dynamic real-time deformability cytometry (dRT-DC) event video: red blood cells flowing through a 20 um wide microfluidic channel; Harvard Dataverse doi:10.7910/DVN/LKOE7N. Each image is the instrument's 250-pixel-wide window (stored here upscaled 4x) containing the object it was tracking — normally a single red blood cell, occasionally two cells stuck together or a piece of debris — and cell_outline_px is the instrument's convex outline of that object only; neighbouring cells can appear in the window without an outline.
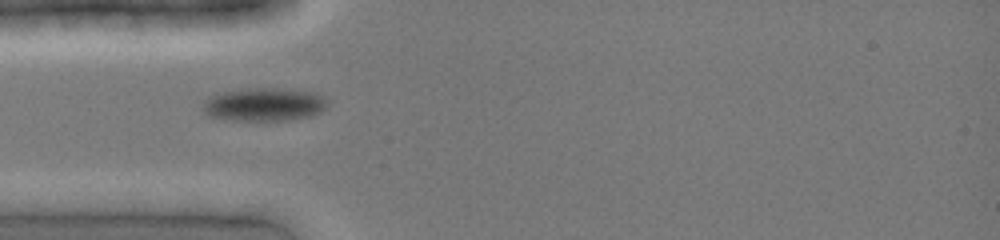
{"species": "common noctule bat (a hibernating species)", "species_latin": "Nyctalus noctula", "temperature_condition": "cold", "stored_images_in_passage": 16, "camera_frame_rate_fps": 3000, "um_per_image_px": 0.085, "animal": {"sex": "female", "body_mass_g": 19.0, "forearm_length_mm": 51.5}, "frame": {"image": 1, "passage_image": 1, "time_ms": 0.0, "image_size_px": [1000, 240], "cell_outline_px": [[328, 104], [320, 112], [312, 116], [292, 120], [224, 120], [208, 116], [204, 112], [204, 104], [212, 96], [224, 92], [248, 88], [276, 88], [316, 92], [324, 96], [328, 100]], "centroid_in_image_um": [22.52, 8.89], "position_along_channel_um": 62.5, "area_um2": 24.16}}
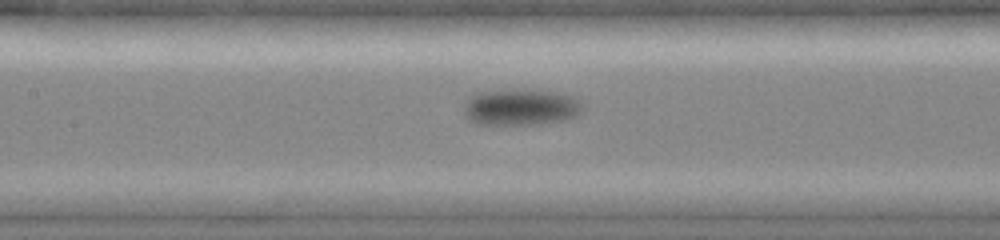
{"frame": {"image": 2, "passage_image": 8, "time_ms": 2.333, "image_size_px": [1000, 240], "cell_outline_px": [[580, 108], [576, 116], [564, 120], [540, 124], [476, 124], [468, 120], [464, 108], [468, 100], [472, 96], [484, 92], [548, 92], [568, 96], [576, 100]], "centroid_in_image_um": [44.2, 9.18], "position_along_channel_um": 163.2, "area_um2": 23.52}}
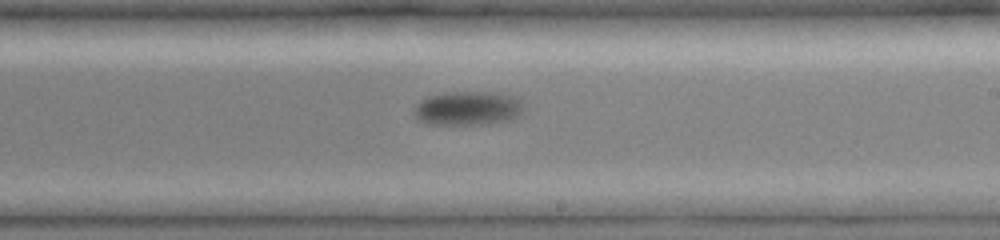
{"frame": {"image": 3, "passage_image": 14, "time_ms": 4.333, "image_size_px": [1000, 240], "cell_outline_px": [[520, 112], [516, 116], [508, 120], [488, 124], [428, 124], [420, 120], [416, 116], [416, 104], [432, 96], [456, 92], [492, 92], [512, 96], [520, 104]], "centroid_in_image_um": [39.75, 9.22], "position_along_channel_um": 249.2, "area_um2": 20.81}}